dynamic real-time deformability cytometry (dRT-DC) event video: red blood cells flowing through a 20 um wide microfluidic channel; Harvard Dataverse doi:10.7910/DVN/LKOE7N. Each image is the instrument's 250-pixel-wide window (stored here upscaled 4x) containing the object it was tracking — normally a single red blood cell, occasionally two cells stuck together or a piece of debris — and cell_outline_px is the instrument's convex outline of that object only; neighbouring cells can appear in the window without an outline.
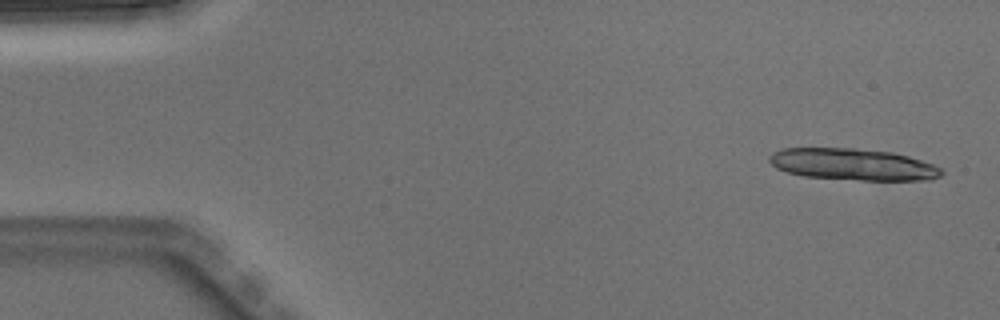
{"species": "Egyptian fruit bat (a non-hibernating species)", "species_latin": "Rousettus aegyptiacus", "temperature_condition": "warm", "stored_images_in_passage": 4, "segment_of_instrument_passage": [2, 2], "camera_frame_rate_fps": 3000, "um_per_image_px": 0.085, "animal": {"sex": "male"}, "frame": {"image": 1, "passage_image": 4, "time_ms": 1.0, "image_size_px": [1000, 320], "cell_outline_px": [[944, 172], [940, 176], [932, 180], [860, 180], [804, 176], [788, 172], [776, 168], [768, 160], [768, 156], [772, 152], [784, 148], [852, 148], [892, 152], [908, 156], [932, 164], [940, 168]], "centroid_in_image_um": [72.49, 13.97], "position_along_channel_um": 12.5, "area_um2": 31.73}}